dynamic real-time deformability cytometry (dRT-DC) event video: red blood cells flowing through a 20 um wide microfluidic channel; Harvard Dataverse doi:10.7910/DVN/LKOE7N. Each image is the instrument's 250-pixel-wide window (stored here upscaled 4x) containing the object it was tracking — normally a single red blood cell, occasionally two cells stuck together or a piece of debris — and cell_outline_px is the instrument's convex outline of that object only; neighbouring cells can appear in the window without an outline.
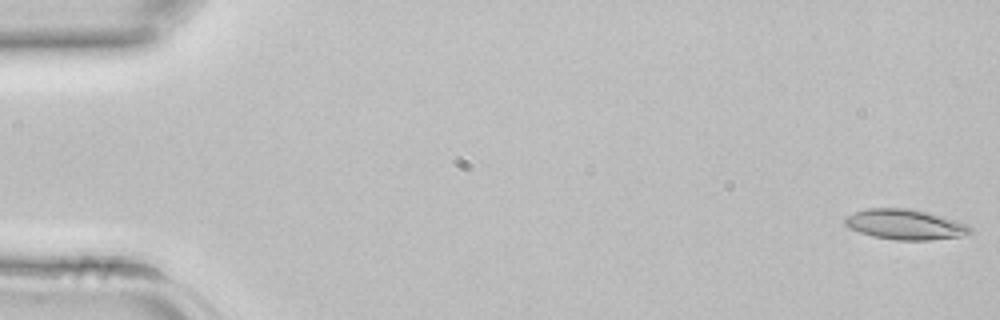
{"species": "common noctule bat (a hibernating species)", "species_latin": "Nyctalus noctula", "temperature_condition": "room temperature", "stored_images_in_passage": 43, "camera_frame_rate_fps": 3000, "um_per_image_px": 0.085, "animal": {"sex": "female", "body_mass_g": 22.7, "forearm_length_mm": 54.2}, "frame": {"image": 1, "passage_image": 1, "time_ms": 0.0, "image_size_px": [1000, 320], "cell_outline_px": [[972, 232], [960, 236], [928, 240], [896, 240], [872, 236], [848, 228], [844, 224], [844, 216], [868, 208], [908, 208], [940, 216], [968, 224], [972, 228]], "centroid_in_image_um": [76.89, 19.08], "position_along_channel_um": 8.1, "area_um2": 21.91}}
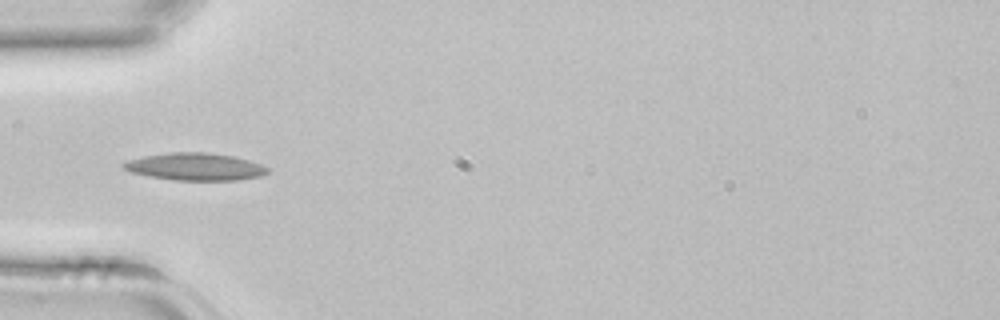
{"frame": {"image": 2, "passage_image": 14, "time_ms": 4.333, "image_size_px": [1000, 320], "cell_outline_px": [[268, 172], [260, 176], [240, 180], [172, 180], [148, 176], [132, 172], [124, 168], [120, 164], [128, 160], [144, 156], [172, 152], [208, 152], [232, 156], [248, 160], [260, 164], [268, 168]], "centroid_in_image_um": [16.58, 14.17], "position_along_channel_um": 68.4, "area_um2": 22.89}}
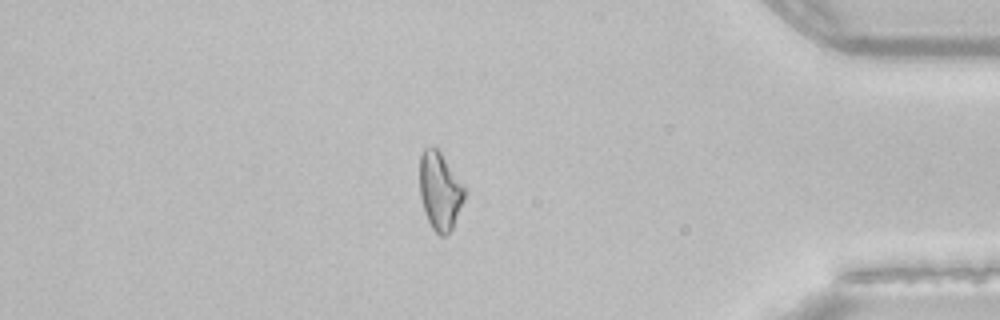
{"frame": {"image": 3, "passage_image": 37, "time_ms": 12.0, "image_size_px": [1000, 320], "cell_outline_px": [[468, 188], [464, 200], [452, 228], [444, 236], [440, 236], [432, 228], [424, 212], [420, 196], [420, 156], [424, 148], [436, 148], [440, 152]], "centroid_in_image_um": [37.42, 16.23], "position_along_channel_um": 397.8, "area_um2": 20.46}}